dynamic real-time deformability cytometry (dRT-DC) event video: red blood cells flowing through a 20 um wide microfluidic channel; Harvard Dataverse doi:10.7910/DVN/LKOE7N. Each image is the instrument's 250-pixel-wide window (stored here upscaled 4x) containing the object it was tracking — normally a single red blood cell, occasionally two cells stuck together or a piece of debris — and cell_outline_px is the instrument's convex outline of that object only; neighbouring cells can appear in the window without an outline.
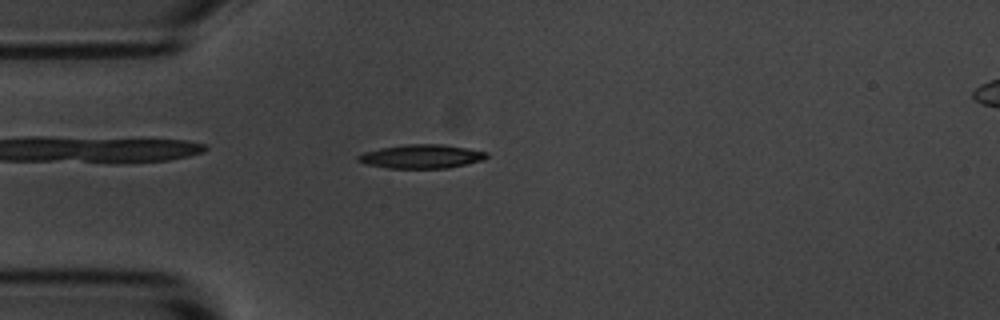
{"species": "common noctule bat (a hibernating species)", "species_latin": "Nyctalus noctula", "temperature_condition": "room temperature", "stored_images_in_passage": 54, "camera_frame_rate_fps": 3000, "um_per_image_px": 0.085, "animal": {"sex": "male", "body_mass_g": 20.1, "forearm_length_mm": 53.5}, "frame": {"image": 1, "passage_image": 13, "time_ms": 4.0, "image_size_px": [1000, 320], "cell_outline_px": [[488, 156], [480, 160], [468, 164], [448, 168], [388, 168], [368, 164], [356, 160], [356, 156], [364, 152], [380, 148], [408, 144], [444, 144], [468, 148], [488, 152]], "centroid_in_image_um": [35.83, 13.29], "position_along_channel_um": 49.2, "area_um2": 17.8}}
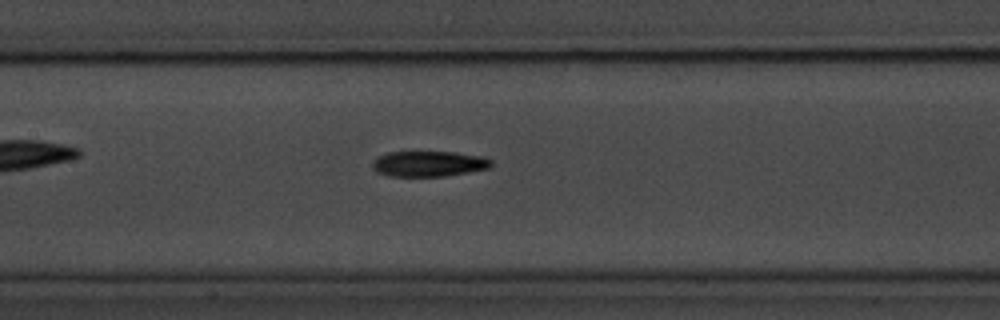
{"frame": {"image": 2, "passage_image": 24, "time_ms": 7.667, "image_size_px": [1000, 320], "cell_outline_px": [[492, 164], [488, 168], [468, 172], [444, 176], [388, 176], [376, 172], [372, 168], [372, 164], [376, 156], [388, 152], [456, 152], [480, 156], [492, 160]], "centroid_in_image_um": [36.39, 13.92], "position_along_channel_um": 171.0, "area_um2": 17.69}}
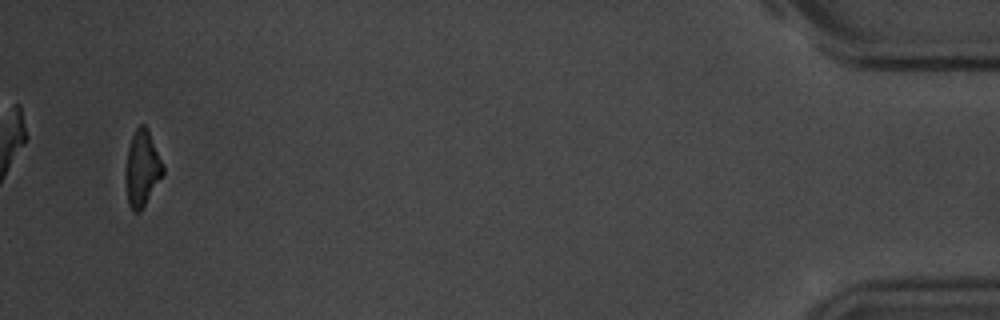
{"frame": {"image": 3, "passage_image": 52, "time_ms": 17.0, "image_size_px": [1000, 320], "cell_outline_px": [[164, 172], [140, 212], [132, 212], [128, 204], [124, 176], [128, 148], [132, 136], [136, 128], [140, 124], [144, 124], [148, 128], [164, 168]], "centroid_in_image_um": [12.05, 14.32], "position_along_channel_um": 423.2, "area_um2": 16.47}, "authors_computed_cell_mechanics": {"area_um2": 17.4845, "velocity_mm_per_s": 3.594, "shape_relaxation_time_tau1_ms": 2.9256, "shape_relaxation_time_tau2_ms": null, "deformation_change_tau1": 0.1213, "deformation_change_tau2": null}}